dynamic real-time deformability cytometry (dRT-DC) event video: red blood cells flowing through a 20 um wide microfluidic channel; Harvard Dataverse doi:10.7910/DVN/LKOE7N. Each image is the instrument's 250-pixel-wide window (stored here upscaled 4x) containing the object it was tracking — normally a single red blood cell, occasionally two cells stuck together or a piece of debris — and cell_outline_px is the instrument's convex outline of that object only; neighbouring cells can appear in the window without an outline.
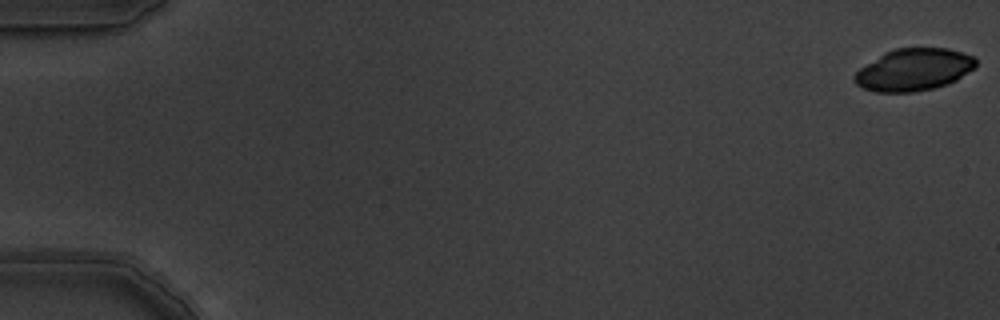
{"species": "common noctule bat (a hibernating species)", "species_latin": "Nyctalus noctula", "temperature_condition": "warm", "stored_images_in_passage": 6, "camera_frame_rate_fps": 3000, "um_per_image_px": 0.085, "animal": {"sex": "male", "body_mass_g": 19.5, "forearm_length_mm": 54.6}, "frame": {"image": 1, "passage_image": 1, "time_ms": 0.0, "image_size_px": [1000, 320], "cell_outline_px": [[976, 68], [956, 80], [948, 84], [932, 88], [912, 92], [876, 92], [864, 88], [856, 84], [852, 80], [852, 76], [860, 68], [884, 52], [896, 48], [948, 48], [976, 56]], "centroid_in_image_um": [77.68, 5.91], "position_along_channel_um": 7.3, "area_um2": 30.0}}